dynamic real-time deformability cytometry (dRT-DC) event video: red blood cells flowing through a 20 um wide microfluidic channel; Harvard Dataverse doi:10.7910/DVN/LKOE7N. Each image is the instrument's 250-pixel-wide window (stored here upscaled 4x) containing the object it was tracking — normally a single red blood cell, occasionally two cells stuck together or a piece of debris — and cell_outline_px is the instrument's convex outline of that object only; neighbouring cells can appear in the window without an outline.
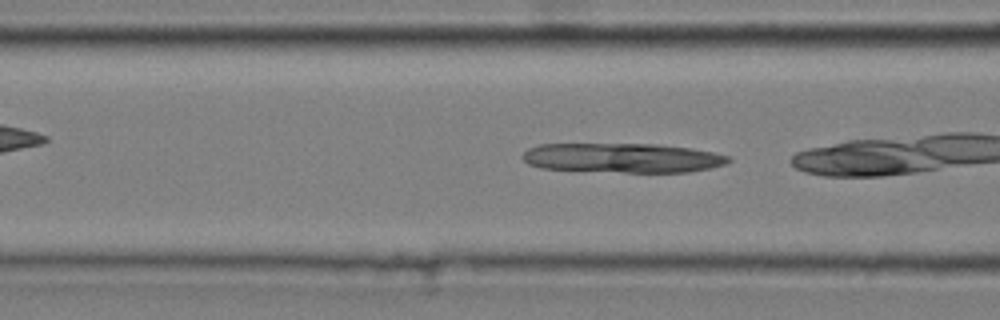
{"species": "common noctule bat (a hibernating species)", "species_latin": "Nyctalus noctula", "temperature_condition": "cold", "stored_images_in_passage": 25, "camera_frame_rate_fps": 3000, "um_per_image_px": 0.085, "animal": {"sex": "male", "body_mass_g": 20.4}, "frame": {"image": 1, "passage_image": 4, "time_ms": 1.0, "image_size_px": [1000, 320], "cell_outline_px": [[732, 160], [724, 164], [708, 168], [688, 172], [624, 172], [540, 168], [528, 164], [520, 156], [528, 148], [540, 144], [656, 144], [692, 148], [712, 152], [728, 156]], "centroid_in_image_um": [52.88, 13.41], "position_along_channel_um": 113.7, "area_um2": 35.32}}